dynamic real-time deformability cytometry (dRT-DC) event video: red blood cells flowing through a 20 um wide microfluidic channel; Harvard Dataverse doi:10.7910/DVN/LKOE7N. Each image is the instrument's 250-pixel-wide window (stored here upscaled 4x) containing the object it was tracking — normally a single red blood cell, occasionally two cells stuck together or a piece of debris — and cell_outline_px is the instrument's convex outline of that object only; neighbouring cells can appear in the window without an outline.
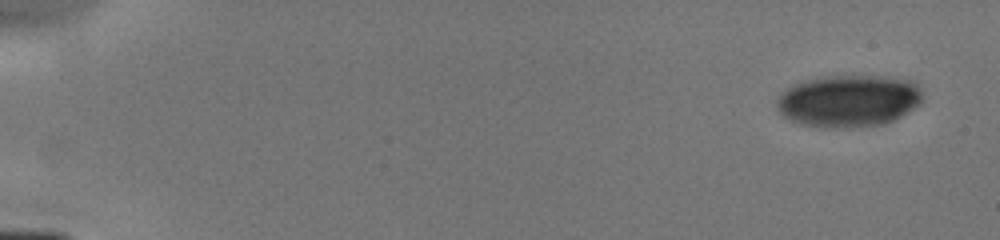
{"species": "human", "species_latin": "Homo sapiens", "temperature_condition": "cold", "stored_images_in_passage": 10, "camera_frame_rate_fps": 3000, "um_per_image_px": 0.085, "donor": {"sex": "male"}, "frame": {"image": 1, "passage_image": 1, "time_ms": 0.0, "image_size_px": [1000, 240], "cell_outline_px": [[924, 100], [920, 104], [908, 112], [884, 124], [848, 128], [828, 128], [800, 124], [784, 116], [776, 108], [776, 100], [788, 88], [804, 80], [820, 76], [884, 76], [916, 80], [924, 96]], "centroid_in_image_um": [72.19, 8.56], "position_along_channel_um": 12.8, "area_um2": 44.74}}
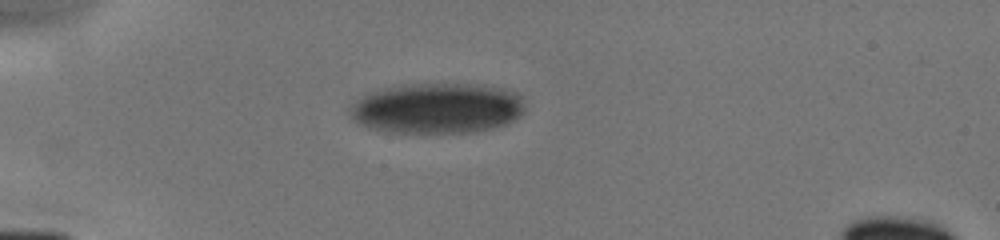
{"frame": {"image": 2, "passage_image": 5, "time_ms": 4.0, "image_size_px": [1000, 240], "cell_outline_px": [[524, 112], [520, 116], [508, 124], [492, 128], [472, 132], [384, 132], [368, 128], [356, 124], [352, 120], [348, 112], [352, 104], [364, 92], [404, 84], [464, 84], [504, 88], [516, 92], [524, 100]], "centroid_in_image_um": [37.1, 9.2], "position_along_channel_um": 47.9, "area_um2": 52.14}}
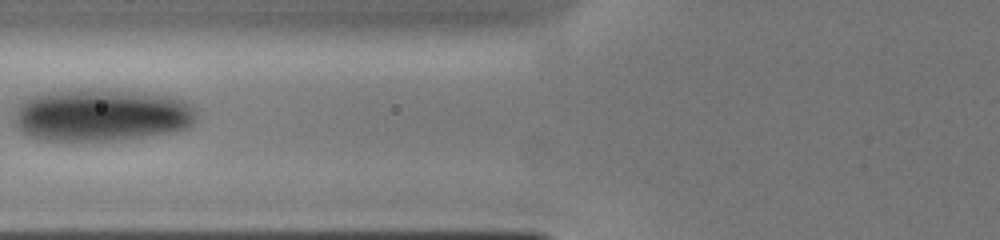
{"frame": {"image": 3, "passage_image": 8, "time_ms": 6.333, "image_size_px": [1000, 240], "cell_outline_px": [[196, 120], [188, 128], [176, 132], [116, 140], [40, 140], [24, 136], [12, 124], [12, 116], [16, 104], [24, 96], [36, 92], [80, 88], [96, 88], [136, 92], [168, 96], [184, 100], [192, 104], [196, 112]], "centroid_in_image_um": [8.48, 9.76], "position_along_channel_um": 117.3, "area_um2": 57.51}}